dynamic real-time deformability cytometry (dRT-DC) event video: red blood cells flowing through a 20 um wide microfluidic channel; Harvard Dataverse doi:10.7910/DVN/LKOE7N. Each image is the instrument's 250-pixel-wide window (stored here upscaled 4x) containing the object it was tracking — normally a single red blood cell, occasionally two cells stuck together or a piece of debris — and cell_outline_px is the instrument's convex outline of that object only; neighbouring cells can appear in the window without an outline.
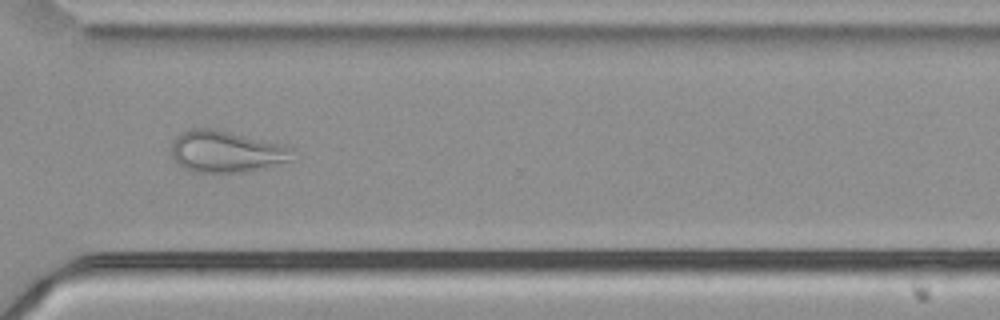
{"species": "common noctule bat (a hibernating species)", "species_latin": "Nyctalus noctula", "temperature_condition": "cold", "stored_images_in_passage": 51, "camera_frame_rate_fps": 3000, "um_per_image_px": 0.085, "animal": {"sex": "male", "body_mass_g": 21.5, "forearm_length_mm": 52.0}, "frame": {"image": 1, "passage_image": 37, "time_ms": 12.0, "image_size_px": [1000, 320], "cell_outline_px": [[292, 160], [248, 172], [192, 172], [184, 168], [172, 156], [168, 148], [176, 136], [192, 128], [212, 128], [284, 144], [292, 148]], "centroid_in_image_um": [19.2, 12.88], "position_along_channel_um": 351.4, "area_um2": 29.48}}